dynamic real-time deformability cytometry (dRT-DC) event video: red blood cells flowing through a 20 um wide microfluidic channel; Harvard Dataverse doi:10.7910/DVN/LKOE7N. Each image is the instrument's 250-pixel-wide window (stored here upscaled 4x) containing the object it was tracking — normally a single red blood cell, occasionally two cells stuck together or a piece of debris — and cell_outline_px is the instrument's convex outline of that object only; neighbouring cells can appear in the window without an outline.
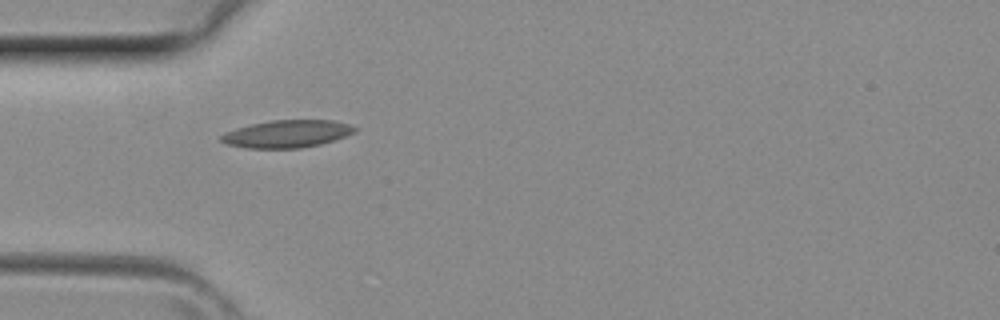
{"species": "common noctule bat (a hibernating species)", "species_latin": "Nyctalus noctula", "temperature_condition": "room temperature", "stored_images_in_passage": 1, "camera_frame_rate_fps": 3000, "um_per_image_px": 0.085, "animal": {"sex": "female", "body_mass_g": 29.2, "forearm_length_mm": 56.3}, "frame": {"image": 1, "passage_image": 1, "time_ms": 0.0, "image_size_px": [1000, 320], "cell_outline_px": [[360, 128], [356, 132], [320, 144], [300, 148], [244, 148], [228, 144], [220, 140], [220, 136], [224, 132], [236, 128], [252, 124], [272, 120], [332, 120], [348, 124]], "centroid_in_image_um": [24.39, 11.37], "position_along_channel_um": 60.6, "area_um2": 21.33}}